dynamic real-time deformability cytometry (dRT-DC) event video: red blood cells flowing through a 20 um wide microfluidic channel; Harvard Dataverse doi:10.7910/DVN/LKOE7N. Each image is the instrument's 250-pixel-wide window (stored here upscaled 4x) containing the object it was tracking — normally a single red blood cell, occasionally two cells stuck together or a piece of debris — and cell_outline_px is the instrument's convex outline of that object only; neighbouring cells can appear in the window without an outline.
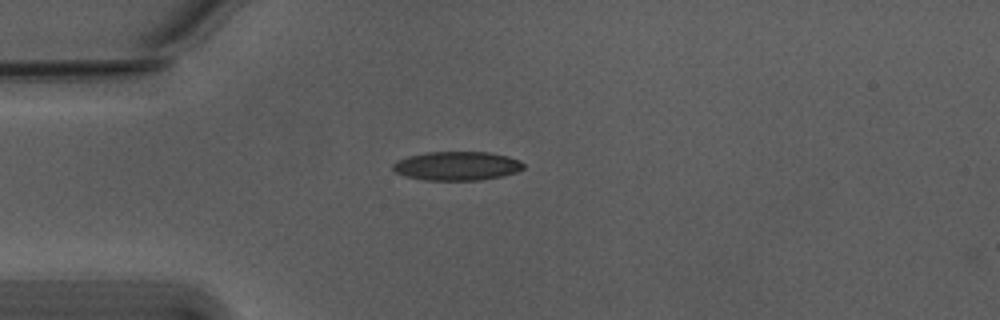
{"species": "Egyptian fruit bat (a non-hibernating species)", "species_latin": "Rousettus aegyptiacus", "temperature_condition": "warm", "stored_images_in_passage": 41, "camera_frame_rate_fps": 3000, "um_per_image_px": 0.085, "animal": {"sex": "male"}, "frame": {"image": 1, "passage_image": 1, "time_ms": 0.0, "image_size_px": [1000, 320], "cell_outline_px": [[524, 168], [516, 172], [504, 176], [480, 180], [424, 180], [404, 176], [396, 172], [392, 168], [392, 164], [396, 160], [408, 156], [428, 152], [488, 152], [508, 156], [520, 160], [524, 164]], "centroid_in_image_um": [38.84, 14.1], "position_along_channel_um": 46.2, "area_um2": 22.14}}
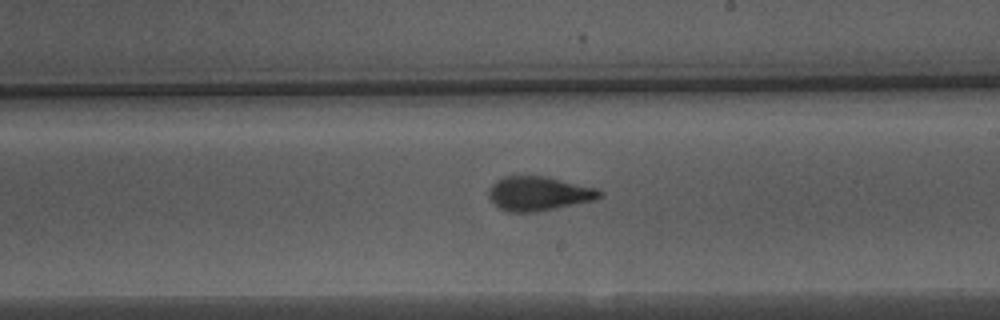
{"frame": {"image": 2, "passage_image": 18, "time_ms": 5.667, "image_size_px": [1000, 320], "cell_outline_px": [[604, 192], [600, 196], [592, 200], [536, 212], [508, 212], [500, 208], [488, 196], [488, 188], [496, 180], [504, 176], [548, 176], [600, 188]], "centroid_in_image_um": [45.8, 16.43], "position_along_channel_um": 243.2, "area_um2": 22.2}}
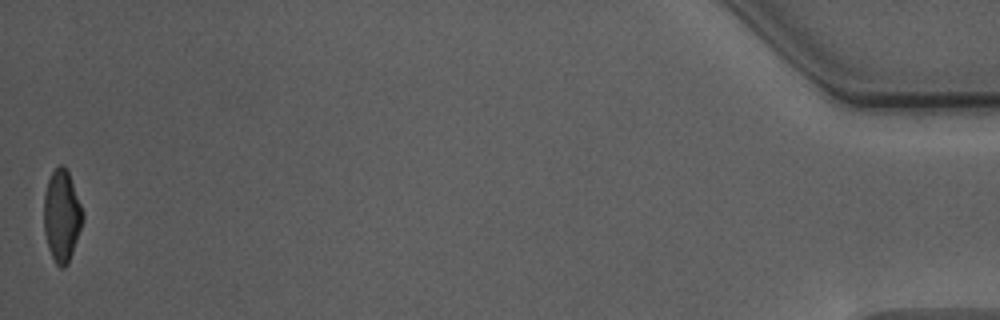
{"frame": {"image": 3, "passage_image": 41, "time_ms": 13.333, "image_size_px": [1000, 320], "cell_outline_px": [[84, 220], [68, 264], [64, 268], [60, 268], [56, 264], [48, 248], [44, 232], [44, 192], [48, 180], [52, 172], [60, 164], [64, 164], [68, 172], [84, 212]], "centroid_in_image_um": [5.25, 18.35], "position_along_channel_um": 429.9, "area_um2": 20.87}, "authors_computed_cell_mechanics": {"area_um2": 21.8484, "velocity_mm_per_s": 3.7739, "shape_relaxation_time_tau1_ms": 4.6855, "shape_relaxation_time_tau2_ms": 1.2752, "deformation_change_tau1": 0.186, "deformation_change_tau2": 0.0838}}